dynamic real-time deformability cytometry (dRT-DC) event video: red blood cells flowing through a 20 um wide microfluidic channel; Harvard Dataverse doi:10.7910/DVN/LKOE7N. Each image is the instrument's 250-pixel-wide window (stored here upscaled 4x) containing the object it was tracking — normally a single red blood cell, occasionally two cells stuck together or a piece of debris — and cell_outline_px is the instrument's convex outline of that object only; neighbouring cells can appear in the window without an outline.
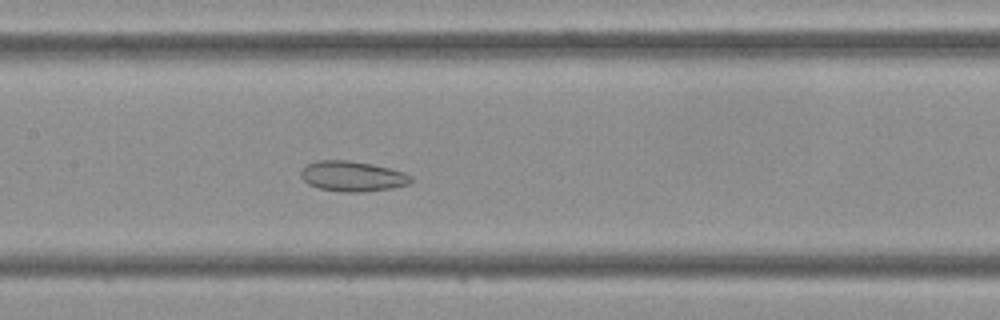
{"species": "Egyptian fruit bat (a non-hibernating species)", "species_latin": "Rousettus aegyptiacus", "temperature_condition": "cold", "stored_images_in_passage": 36, "camera_frame_rate_fps": 3000, "um_per_image_px": 0.085, "frame": {"image": 1, "passage_image": 12, "time_ms": 3.667, "image_size_px": [1000, 320], "cell_outline_px": [[412, 180], [408, 184], [392, 188], [360, 192], [348, 192], [320, 188], [308, 184], [300, 176], [300, 172], [308, 164], [316, 160], [348, 160], [372, 164], [404, 172], [412, 176]], "centroid_in_image_um": [29.96, 14.97], "position_along_channel_um": 177.4, "area_um2": 19.25}}
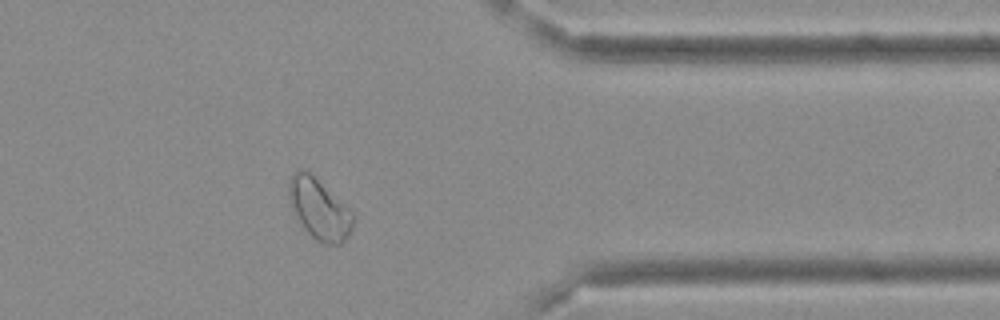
{"frame": {"image": 2, "passage_image": 27, "time_ms": 8.667, "image_size_px": [1000, 320], "cell_outline_px": [[356, 220], [348, 236], [340, 244], [324, 244], [316, 240], [304, 228], [292, 208], [288, 196], [288, 184], [292, 176], [296, 172], [304, 168], [348, 208], [356, 216]], "centroid_in_image_um": [27.15, 17.8], "position_along_channel_um": 384.2, "area_um2": 22.2}}
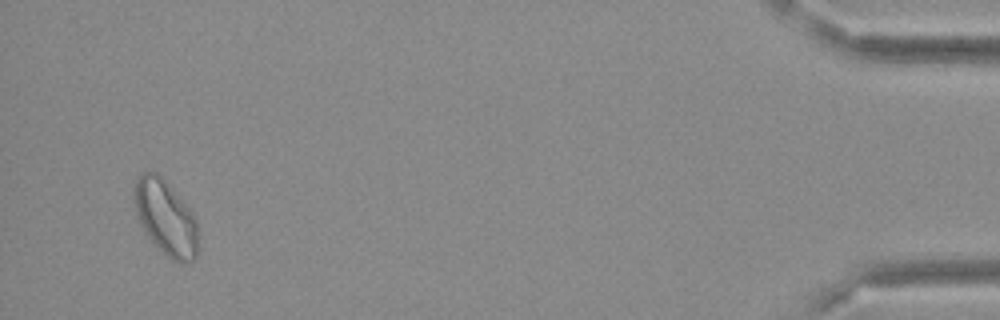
{"frame": {"image": 3, "passage_image": 34, "time_ms": 11.0, "image_size_px": [1000, 320], "cell_outline_px": [[196, 256], [192, 260], [184, 264], [180, 264], [172, 260], [144, 232], [140, 224], [132, 200], [132, 188], [136, 176], [144, 172], [156, 172], [172, 188], [192, 212], [196, 220]], "centroid_in_image_um": [14.02, 18.46], "position_along_channel_um": 421.2, "area_um2": 27.8}}